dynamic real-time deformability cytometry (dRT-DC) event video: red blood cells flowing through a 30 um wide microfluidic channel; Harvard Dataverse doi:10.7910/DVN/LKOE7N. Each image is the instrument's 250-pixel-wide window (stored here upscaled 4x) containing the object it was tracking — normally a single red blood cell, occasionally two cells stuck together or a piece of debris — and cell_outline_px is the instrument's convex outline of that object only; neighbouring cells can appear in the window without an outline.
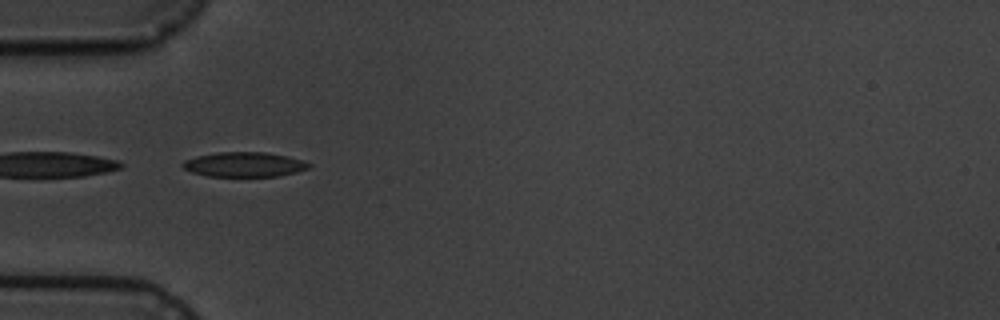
{"species": "common noctule bat (a hibernating species)", "species_latin": "Nyctalus noctula", "temperature_condition": "cold", "stored_images_in_passage": 7, "camera_frame_rate_fps": 3000, "um_per_image_px": 0.085, "animal": {"sex": "male", "body_mass_g": 19.5, "forearm_length_mm": 54.6}, "frame": {"image": 1, "passage_image": 6, "time_ms": 5.667, "image_size_px": [1000, 320], "cell_outline_px": [[312, 164], [308, 168], [296, 172], [280, 176], [208, 176], [192, 172], [184, 168], [180, 164], [184, 160], [196, 156], [216, 152], [264, 152], [288, 156], [304, 160]], "centroid_in_image_um": [20.77, 13.97], "position_along_channel_um": 64.2, "area_um2": 18.26}}